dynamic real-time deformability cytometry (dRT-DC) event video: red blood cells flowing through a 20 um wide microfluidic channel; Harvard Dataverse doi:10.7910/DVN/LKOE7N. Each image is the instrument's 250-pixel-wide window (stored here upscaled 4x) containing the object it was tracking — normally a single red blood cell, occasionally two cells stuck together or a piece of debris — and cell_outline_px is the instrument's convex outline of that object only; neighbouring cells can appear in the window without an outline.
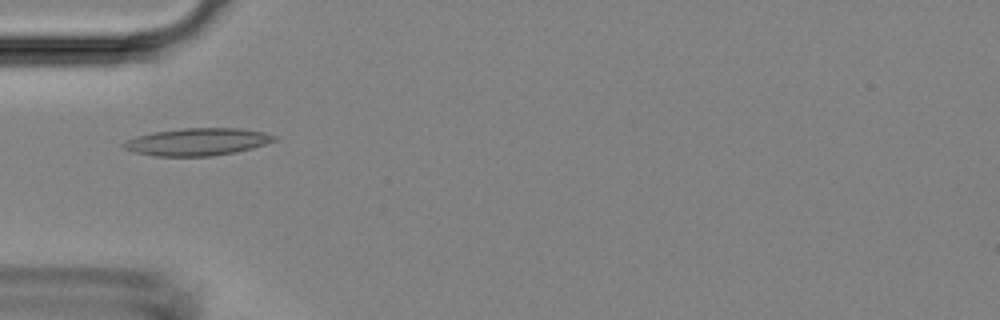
{"species": "Egyptian fruit bat (a non-hibernating species)", "species_latin": "Rousettus aegyptiacus", "temperature_condition": "room temperature", "stored_images_in_passage": 1, "camera_frame_rate_fps": 3000, "um_per_image_px": 0.085, "animal": {"sex": "female"}, "frame": {"image": 1, "passage_image": 1, "time_ms": 0.0, "image_size_px": [1000, 320], "cell_outline_px": [[276, 140], [252, 148], [236, 152], [212, 156], [156, 156], [132, 152], [124, 148], [120, 144], [136, 136], [152, 132], [184, 128], [240, 128], [264, 132], [276, 136]], "centroid_in_image_um": [16.75, 12.05], "position_along_channel_um": 68.2, "area_um2": 24.04}}